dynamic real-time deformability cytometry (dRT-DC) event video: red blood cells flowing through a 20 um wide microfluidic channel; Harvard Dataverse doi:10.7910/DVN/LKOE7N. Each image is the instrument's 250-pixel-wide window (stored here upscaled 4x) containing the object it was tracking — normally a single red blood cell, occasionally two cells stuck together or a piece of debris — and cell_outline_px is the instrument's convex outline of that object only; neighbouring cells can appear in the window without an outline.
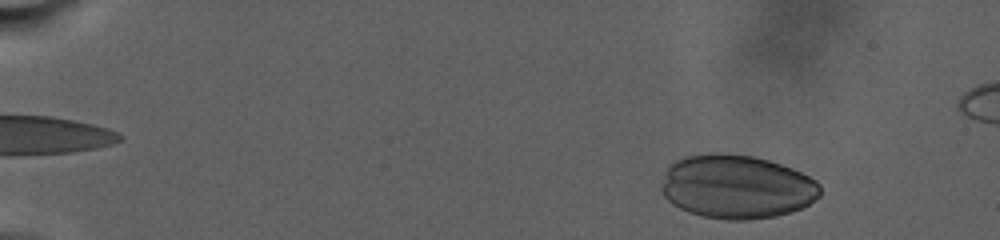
{"species": "human", "species_latin": "Homo sapiens", "temperature_condition": "warm", "stored_images_in_passage": 10, "camera_frame_rate_fps": 3000, "um_per_image_px": 0.085, "donor": {"sex": "male"}, "frame": {"image": 1, "passage_image": 2, "time_ms": 1.0, "image_size_px": [1000, 240], "cell_outline_px": [[820, 196], [808, 204], [800, 208], [776, 216], [748, 220], [728, 220], [704, 216], [688, 212], [672, 204], [664, 196], [660, 188], [668, 164], [684, 156], [752, 156], [768, 160], [792, 168], [816, 180], [820, 184]], "centroid_in_image_um": [62.61, 15.91], "position_along_channel_um": 22.4, "area_um2": 58.15}}
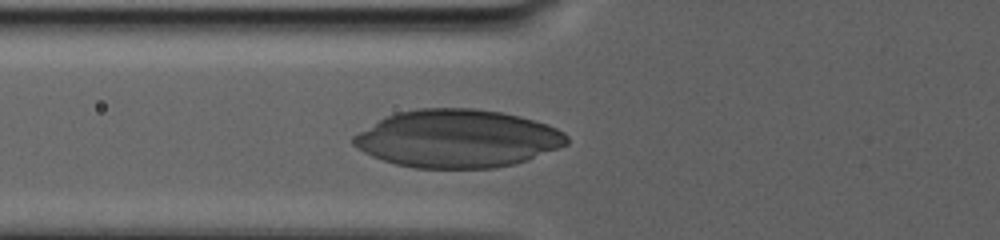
{"frame": {"image": 2, "passage_image": 10, "time_ms": 9.333, "image_size_px": [1000, 240], "cell_outline_px": [[568, 144], [528, 160], [516, 164], [496, 168], [416, 168], [396, 164], [372, 156], [356, 148], [352, 144], [352, 136], [380, 120], [396, 112], [416, 108], [472, 108], [500, 112], [520, 116], [556, 128], [564, 132], [568, 136]], "centroid_in_image_um": [38.88, 11.79], "position_along_channel_um": 86.9, "area_um2": 71.85}}